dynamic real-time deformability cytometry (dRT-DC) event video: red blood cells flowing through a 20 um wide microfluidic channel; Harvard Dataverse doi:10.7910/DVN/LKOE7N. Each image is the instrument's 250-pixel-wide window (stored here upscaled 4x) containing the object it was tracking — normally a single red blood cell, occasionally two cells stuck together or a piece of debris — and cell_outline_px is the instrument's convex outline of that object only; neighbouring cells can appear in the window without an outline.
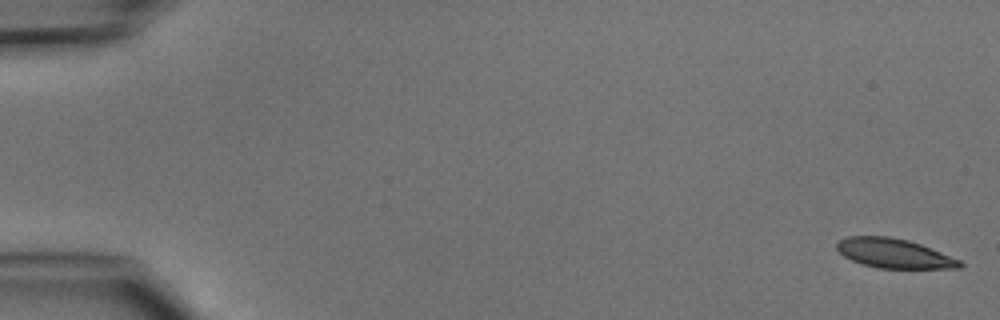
{"species": "common noctule bat (a hibernating species)", "species_latin": "Nyctalus noctula", "temperature_condition": "cold", "stored_images_in_passage": 6, "camera_frame_rate_fps": 3000, "um_per_image_px": 0.085, "animal": {"sex": "male", "body_mass_g": 15.6}, "frame": {"image": 1, "passage_image": 1, "time_ms": 0.0, "image_size_px": [1000, 320], "cell_outline_px": [[964, 264], [960, 268], [876, 268], [852, 260], [844, 256], [836, 248], [836, 244], [840, 240], [848, 236], [888, 236], [908, 240], [920, 244], [960, 260]], "centroid_in_image_um": [75.98, 21.53], "position_along_channel_um": 9.0, "area_um2": 20.87}}
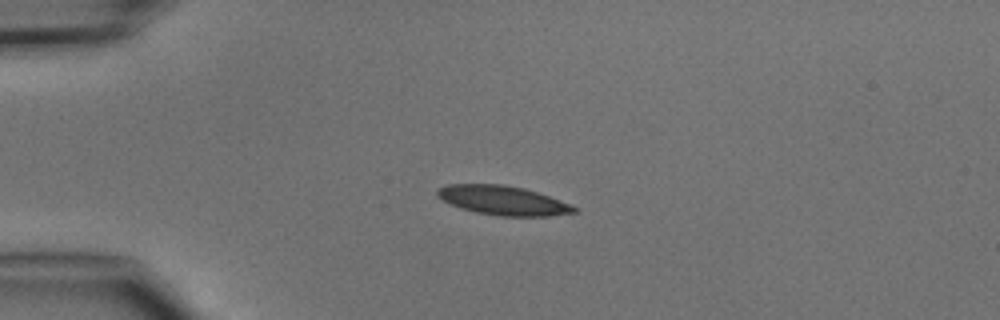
{"frame": {"image": 2, "passage_image": 4, "time_ms": 3.667, "image_size_px": [1000, 320], "cell_outline_px": [[580, 208], [576, 212], [548, 216], [500, 216], [476, 212], [460, 208], [436, 196], [436, 192], [440, 188], [448, 184], [504, 184], [524, 188], [572, 204]], "centroid_in_image_um": [42.79, 17.03], "position_along_channel_um": 42.2, "area_um2": 23.24}}